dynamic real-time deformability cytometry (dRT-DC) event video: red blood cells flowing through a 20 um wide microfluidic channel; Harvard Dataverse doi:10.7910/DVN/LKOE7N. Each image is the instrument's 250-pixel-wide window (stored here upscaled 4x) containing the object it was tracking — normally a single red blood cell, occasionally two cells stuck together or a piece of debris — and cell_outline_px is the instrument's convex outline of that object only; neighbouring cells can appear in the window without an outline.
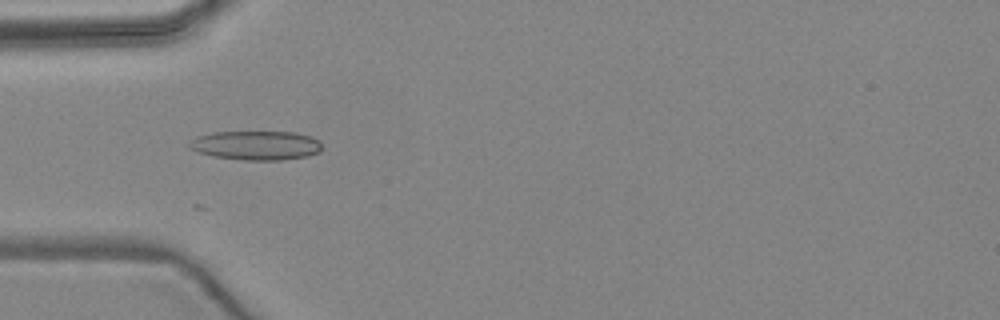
{"species": "common noctule bat (a hibernating species)", "species_latin": "Nyctalus noctula", "temperature_condition": "warm", "stored_images_in_passage": 5, "camera_frame_rate_fps": 3000, "um_per_image_px": 0.085, "animal": {"sex": "female", "body_mass_g": 24.6, "forearm_length_mm": 56.2}, "frame": {"image": 1, "passage_image": 2, "time_ms": 2.333, "image_size_px": [1000, 320], "cell_outline_px": [[320, 152], [308, 156], [284, 160], [244, 160], [212, 156], [196, 152], [188, 148], [184, 144], [188, 140], [196, 136], [212, 132], [296, 132], [312, 136], [320, 144]], "centroid_in_image_um": [21.68, 12.36], "position_along_channel_um": 63.3, "area_um2": 22.95}}
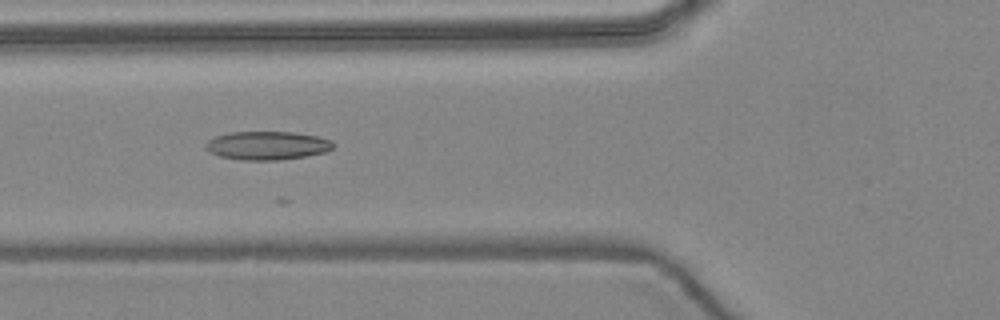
{"frame": {"image": 2, "passage_image": 3, "time_ms": 3.333, "image_size_px": [1000, 320], "cell_outline_px": [[336, 144], [332, 148], [324, 152], [304, 156], [276, 160], [244, 160], [220, 156], [208, 152], [204, 148], [204, 144], [208, 140], [216, 136], [232, 132], [292, 132], [320, 136], [332, 140]], "centroid_in_image_um": [22.71, 12.36], "position_along_channel_um": 103.1, "area_um2": 21.21}}
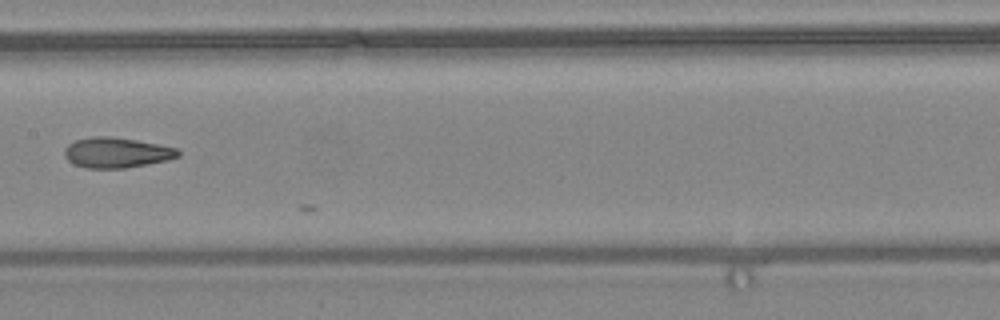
{"frame": {"image": 3, "passage_image": 5, "time_ms": 5.667, "image_size_px": [1000, 320], "cell_outline_px": [[180, 156], [168, 160], [148, 164], [124, 168], [84, 168], [68, 160], [64, 156], [64, 148], [68, 144], [76, 140], [92, 136], [108, 136], [136, 140], [176, 148], [180, 152]], "centroid_in_image_um": [9.89, 12.97], "position_along_channel_um": 197.5, "area_um2": 20.0}}